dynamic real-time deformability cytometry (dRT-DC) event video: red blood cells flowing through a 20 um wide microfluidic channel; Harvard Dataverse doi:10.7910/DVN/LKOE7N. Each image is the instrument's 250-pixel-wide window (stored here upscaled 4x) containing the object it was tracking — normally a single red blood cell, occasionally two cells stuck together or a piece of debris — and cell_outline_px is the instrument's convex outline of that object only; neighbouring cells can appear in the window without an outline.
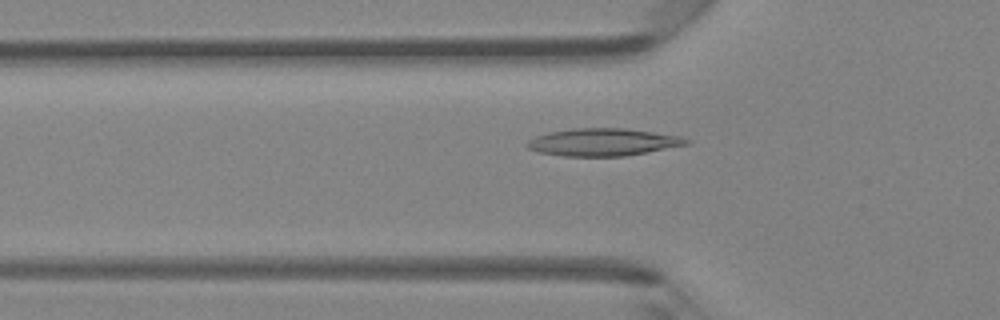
{"species": "Egyptian fruit bat (a non-hibernating species)", "species_latin": "Rousettus aegyptiacus", "temperature_condition": "room temperature", "stored_images_in_passage": 47, "camera_frame_rate_fps": 3000, "um_per_image_px": 0.085, "animal": {"sex": "female"}, "frame": {"image": 1, "passage_image": 16, "time_ms": 5.0, "image_size_px": [1000, 320], "cell_outline_px": [[692, 140], [688, 144], [624, 156], [564, 156], [540, 152], [528, 148], [524, 144], [528, 140], [536, 136], [548, 132], [572, 128], [624, 128], [680, 136]], "centroid_in_image_um": [51.22, 12.07], "position_along_channel_um": 74.6, "area_um2": 25.32}}
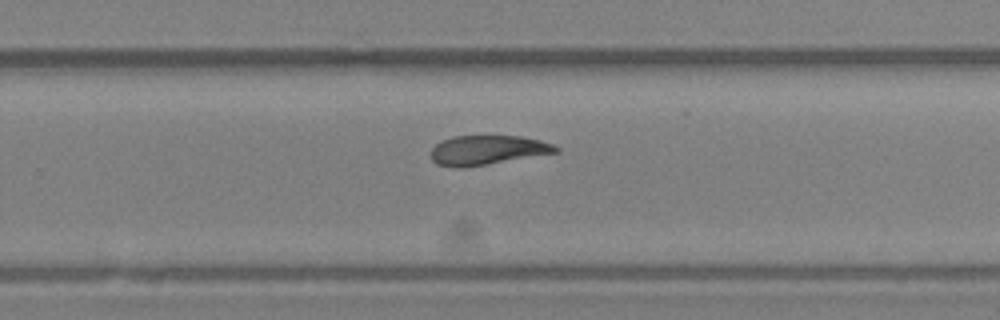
{"frame": {"image": 2, "passage_image": 31, "time_ms": 10.0, "image_size_px": [1000, 320], "cell_outline_px": [[560, 152], [488, 164], [460, 168], [456, 168], [436, 164], [432, 160], [432, 148], [440, 140], [452, 136], [520, 136], [540, 140], [552, 144], [560, 148]], "centroid_in_image_um": [41.43, 12.76], "position_along_channel_um": 288.4, "area_um2": 21.5}}
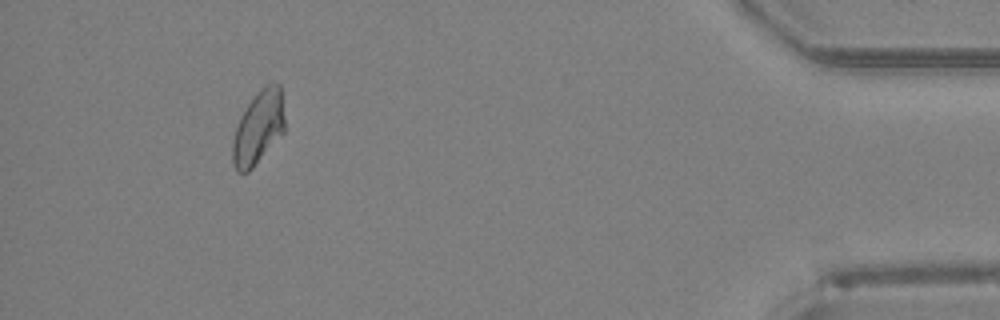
{"frame": {"image": 3, "passage_image": 44, "time_ms": 14.333, "image_size_px": [1000, 320], "cell_outline_px": [[284, 132], [252, 168], [248, 172], [236, 172], [232, 164], [232, 140], [240, 116], [248, 104], [260, 88], [264, 84], [272, 80], [280, 84], [284, 116]], "centroid_in_image_um": [21.95, 10.82], "position_along_channel_um": 413.2, "area_um2": 22.43}, "authors_computed_cell_mechanics": {"area_um2": 23.0044, "velocity_mm_per_s": 4.2922, "shape_relaxation_time_tau1_ms": null, "shape_relaxation_time_tau2_ms": 4.6999, "deformation_change_tau1": null, "deformation_change_tau2": 0.1017}}